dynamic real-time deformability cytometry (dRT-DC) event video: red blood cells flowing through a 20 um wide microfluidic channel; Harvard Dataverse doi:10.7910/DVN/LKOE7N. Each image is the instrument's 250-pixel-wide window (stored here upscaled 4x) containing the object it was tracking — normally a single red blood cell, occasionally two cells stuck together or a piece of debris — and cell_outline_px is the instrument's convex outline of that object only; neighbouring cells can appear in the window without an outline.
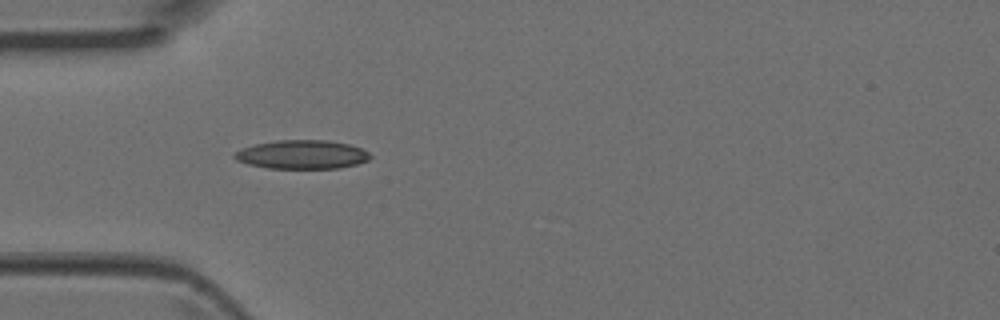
{"species": "Egyptian fruit bat (a non-hibernating species)", "species_latin": "Rousettus aegyptiacus", "temperature_condition": "room temperature", "stored_images_in_passage": 1, "camera_frame_rate_fps": 3000, "um_per_image_px": 0.085, "animal": {"sex": "female"}, "frame": {"image": 1, "passage_image": 1, "time_ms": 0.0, "image_size_px": [1000, 320], "cell_outline_px": [[372, 156], [368, 160], [356, 164], [340, 168], [268, 168], [248, 164], [236, 160], [232, 156], [236, 152], [244, 148], [256, 144], [276, 140], [328, 140], [348, 144], [360, 148], [368, 152]], "centroid_in_image_um": [25.68, 13.13], "position_along_channel_um": 59.3, "area_um2": 22.6}}